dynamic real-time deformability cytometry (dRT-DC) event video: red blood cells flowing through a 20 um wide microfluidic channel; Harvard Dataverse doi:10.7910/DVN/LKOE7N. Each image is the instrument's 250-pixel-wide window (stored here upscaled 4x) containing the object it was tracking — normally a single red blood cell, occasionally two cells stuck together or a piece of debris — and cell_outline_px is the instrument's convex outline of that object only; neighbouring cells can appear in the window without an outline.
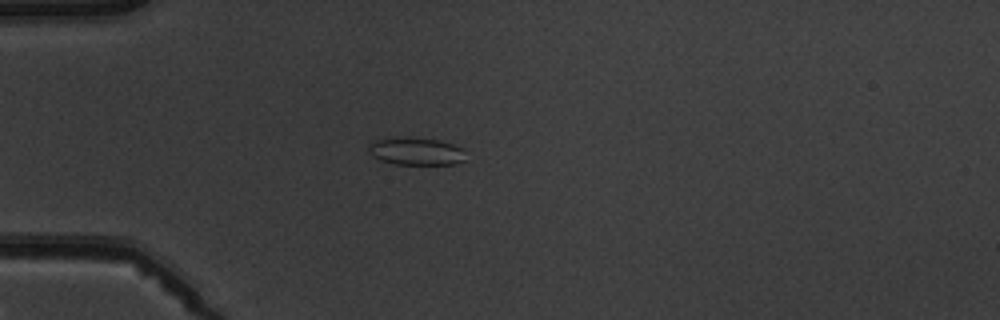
{"species": "common noctule bat (a hibernating species)", "species_latin": "Nyctalus noctula", "temperature_condition": "warm", "stored_images_in_passage": 3, "camera_frame_rate_fps": 3000, "um_per_image_px": 0.085, "animal": {"sex": "male", "body_mass_g": 19.5, "forearm_length_mm": 54.6}, "frame": {"image": 1, "passage_image": 3, "time_ms": 2.333, "image_size_px": [1000, 320], "cell_outline_px": [[464, 160], [456, 164], [396, 164], [380, 160], [368, 152], [368, 144], [372, 140], [388, 136], [404, 136], [440, 140], [464, 148]], "centroid_in_image_um": [35.31, 12.82], "position_along_channel_um": 49.7, "area_um2": 16.07}}